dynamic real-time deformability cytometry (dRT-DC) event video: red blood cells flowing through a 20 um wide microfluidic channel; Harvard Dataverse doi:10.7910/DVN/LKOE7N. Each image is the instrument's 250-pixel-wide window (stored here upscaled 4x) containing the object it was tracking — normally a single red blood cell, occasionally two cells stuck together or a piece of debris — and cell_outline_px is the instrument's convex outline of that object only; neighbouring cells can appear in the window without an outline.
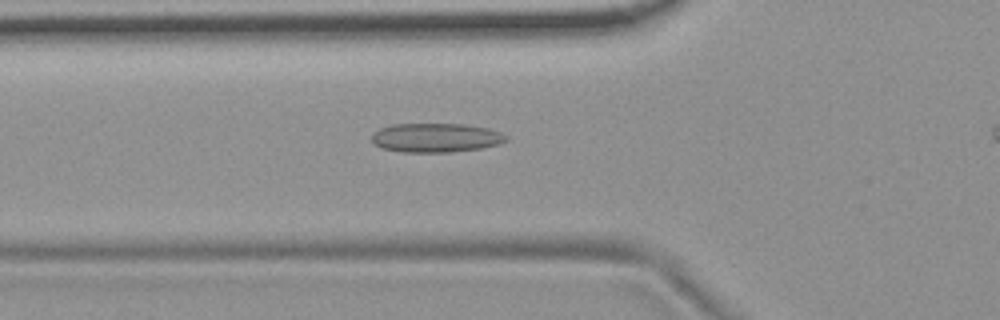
{"species": "common noctule bat (a hibernating species)", "species_latin": "Nyctalus noctula", "temperature_condition": "room temperature", "stored_images_in_passage": 45, "camera_frame_rate_fps": 3000, "um_per_image_px": 0.085, "animal": {"sex": "female", "body_mass_g": 19.9}, "frame": {"image": 1, "passage_image": 16, "time_ms": 5.0, "image_size_px": [1000, 320], "cell_outline_px": [[508, 140], [500, 144], [480, 148], [448, 152], [400, 152], [380, 148], [372, 144], [372, 132], [380, 128], [392, 124], [464, 124], [488, 128], [500, 132], [508, 136]], "centroid_in_image_um": [37.01, 11.71], "position_along_channel_um": 88.8, "area_um2": 23.0}}
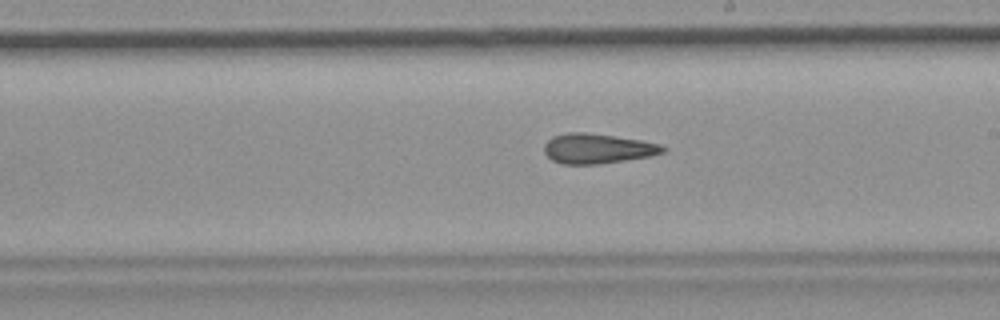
{"frame": {"image": 2, "passage_image": 28, "time_ms": 9.0, "image_size_px": [1000, 320], "cell_outline_px": [[668, 148], [664, 152], [652, 156], [600, 164], [560, 164], [552, 160], [544, 152], [544, 144], [552, 136], [568, 132], [584, 132], [616, 136], [640, 140], [660, 144]], "centroid_in_image_um": [50.79, 12.63], "position_along_channel_um": 238.2, "area_um2": 20.87}}
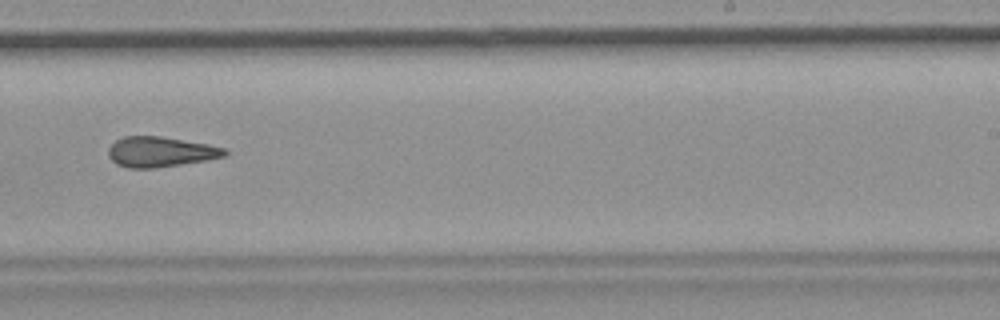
{"frame": {"image": 3, "passage_image": 31, "time_ms": 10.0, "image_size_px": [1000, 320], "cell_outline_px": [[228, 156], [208, 160], [156, 168], [128, 168], [116, 164], [108, 156], [108, 148], [116, 140], [124, 136], [160, 136], [208, 144], [228, 148]], "centroid_in_image_um": [13.68, 12.91], "position_along_channel_um": 275.3, "area_um2": 20.75}}